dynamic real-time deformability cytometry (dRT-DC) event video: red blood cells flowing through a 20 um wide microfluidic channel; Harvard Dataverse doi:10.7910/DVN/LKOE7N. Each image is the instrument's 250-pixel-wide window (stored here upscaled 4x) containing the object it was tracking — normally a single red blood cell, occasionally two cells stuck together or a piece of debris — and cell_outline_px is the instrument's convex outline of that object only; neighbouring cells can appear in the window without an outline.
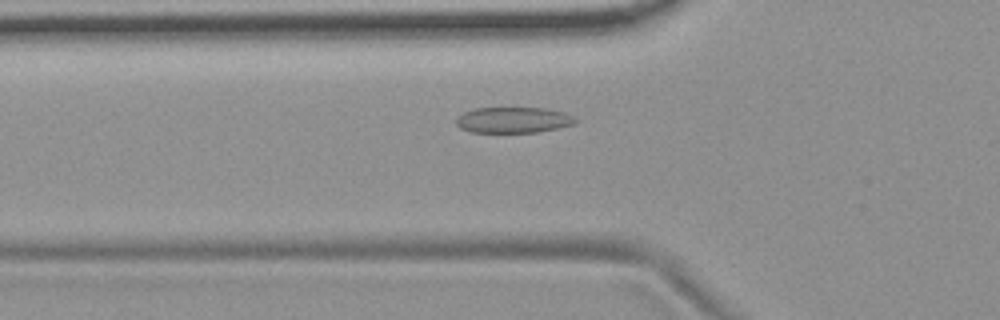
{"species": "common noctule bat (a hibernating species)", "species_latin": "Nyctalus noctula", "temperature_condition": "room temperature", "stored_images_in_passage": 43, "camera_frame_rate_fps": 3000, "um_per_image_px": 0.085, "animal": {"sex": "female", "body_mass_g": 19.9}, "frame": {"image": 1, "passage_image": 7, "time_ms": 2.0, "image_size_px": [1000, 320], "cell_outline_px": [[576, 120], [572, 124], [556, 128], [536, 132], [468, 132], [460, 128], [456, 124], [456, 116], [464, 112], [476, 108], [548, 108], [564, 112], [572, 116]], "centroid_in_image_um": [43.57, 10.19], "position_along_channel_um": 82.2, "area_um2": 17.86}}
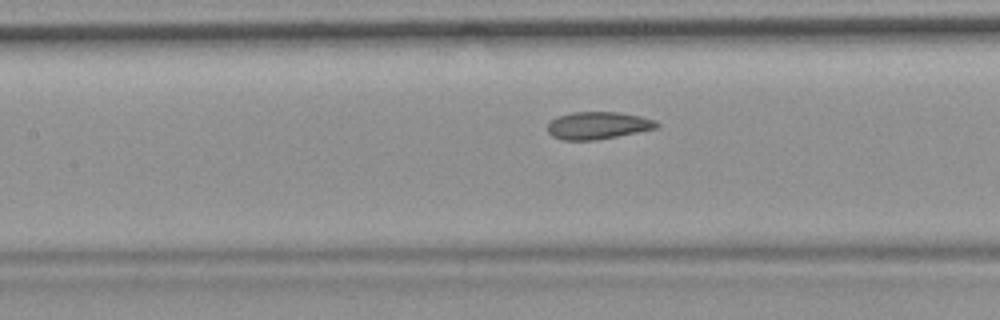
{"frame": {"image": 2, "passage_image": 13, "time_ms": 4.0, "image_size_px": [1000, 320], "cell_outline_px": [[660, 124], [656, 128], [596, 140], [564, 140], [552, 136], [548, 132], [548, 124], [556, 116], [572, 112], [620, 112], [640, 116], [656, 120]], "centroid_in_image_um": [50.81, 10.65], "position_along_channel_um": 156.6, "area_um2": 17.34}}
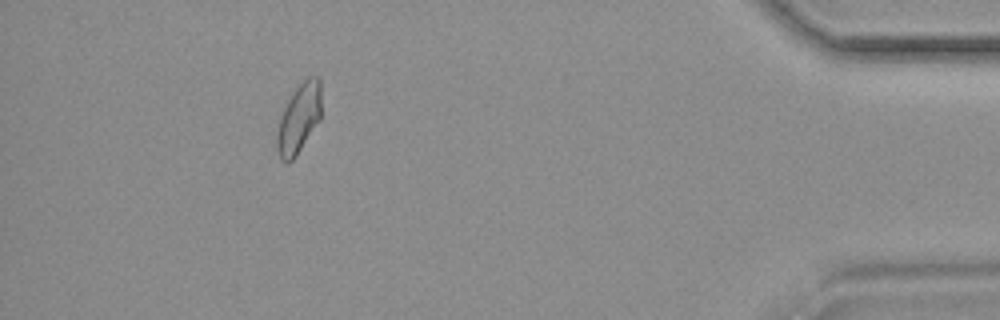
{"frame": {"image": 3, "passage_image": 38, "time_ms": 12.333, "image_size_px": [1000, 320], "cell_outline_px": [[320, 120], [296, 156], [288, 164], [280, 160], [276, 148], [276, 132], [280, 116], [292, 92], [308, 76], [316, 76], [320, 80]], "centroid_in_image_um": [25.38, 10.11], "position_along_channel_um": 409.8, "area_um2": 18.03}}